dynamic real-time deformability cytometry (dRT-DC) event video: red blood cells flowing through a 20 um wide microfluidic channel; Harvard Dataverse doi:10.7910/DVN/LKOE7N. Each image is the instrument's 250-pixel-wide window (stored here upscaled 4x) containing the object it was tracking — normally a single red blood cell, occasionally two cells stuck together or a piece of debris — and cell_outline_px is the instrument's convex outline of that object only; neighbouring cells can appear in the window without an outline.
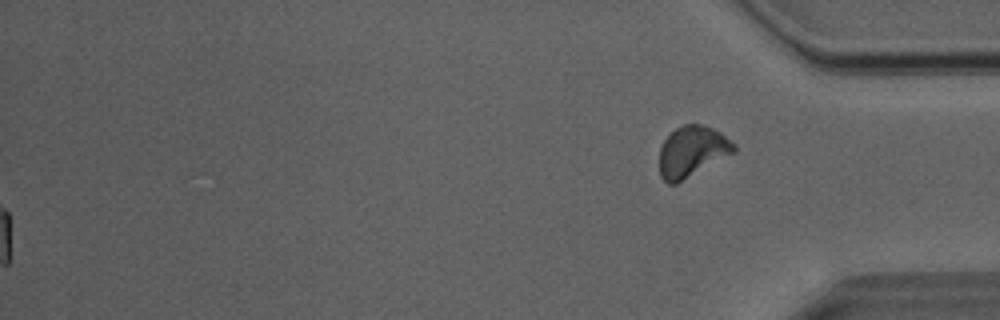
{"species": "Egyptian fruit bat (a non-hibernating species)", "species_latin": "Rousettus aegyptiacus", "temperature_condition": "room temperature", "stored_images_in_passage": 40, "camera_frame_rate_fps": 3000, "um_per_image_px": 0.085, "animal": {"sex": "male"}, "frame": {"image": 1, "passage_image": 40, "time_ms": 13.0, "image_size_px": [1000, 320], "cell_outline_px": [[736, 152], [676, 184], [668, 184], [660, 176], [660, 148], [664, 140], [676, 128], [684, 124], [704, 124], [720, 132], [736, 144]], "centroid_in_image_um": [58.84, 12.88], "position_along_channel_um": 376.4, "area_um2": 22.14}, "authors_computed_cell_mechanics": {"area_um2": 21.7039, "velocity_mm_per_s": 4.0413, "shape_relaxation_time_tau1_ms": 4.433, "shape_relaxation_time_tau2_ms": 1.7941, "deformation_change_tau1": 0.1344, "deformation_change_tau2": 0.0861}}